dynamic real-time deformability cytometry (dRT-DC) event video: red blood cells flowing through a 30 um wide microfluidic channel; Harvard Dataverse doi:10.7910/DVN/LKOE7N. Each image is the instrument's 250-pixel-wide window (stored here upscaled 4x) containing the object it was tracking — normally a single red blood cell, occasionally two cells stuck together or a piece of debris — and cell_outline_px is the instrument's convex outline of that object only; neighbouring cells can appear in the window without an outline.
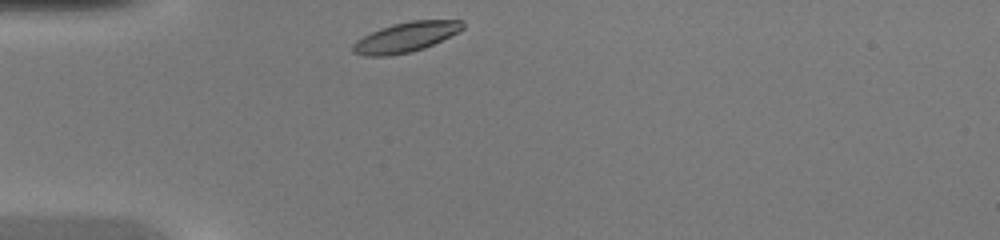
{"species": "common noctule bat (a hibernating species)", "species_latin": "Nyctalus noctula", "temperature_condition": "warm", "stored_images_in_passage": 27, "camera_frame_rate_fps": 3000, "um_per_image_px": 0.085, "animal": {"sex": "female", "body_mass_g": 20.0, "forearm_length_mm": 54.0}, "frame": {"image": 1, "passage_image": 1, "time_ms": 0.0, "image_size_px": [1000, 240], "cell_outline_px": [[464, 28], [424, 48], [412, 52], [388, 56], [364, 56], [352, 52], [352, 44], [356, 40], [380, 28], [392, 24], [412, 20], [464, 20]], "centroid_in_image_um": [34.45, 3.16], "position_along_channel_um": 50.6, "area_um2": 19.02}}
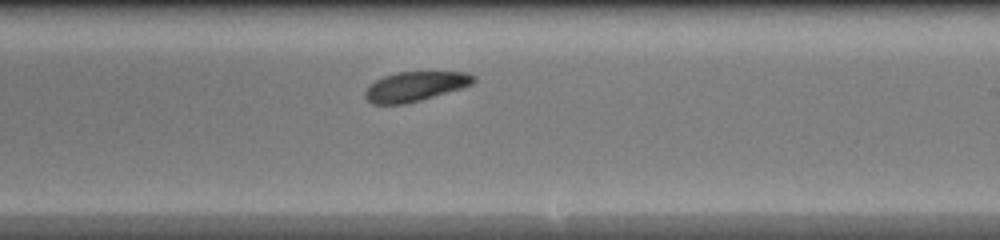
{"frame": {"image": 2, "passage_image": 16, "time_ms": 5.0, "image_size_px": [1000, 240], "cell_outline_px": [[476, 80], [472, 84], [460, 88], [420, 100], [404, 104], [372, 104], [364, 96], [364, 92], [376, 80], [384, 76], [396, 72], [468, 72], [476, 76]], "centroid_in_image_um": [35.3, 7.34], "position_along_channel_um": 253.7, "area_um2": 18.5}}
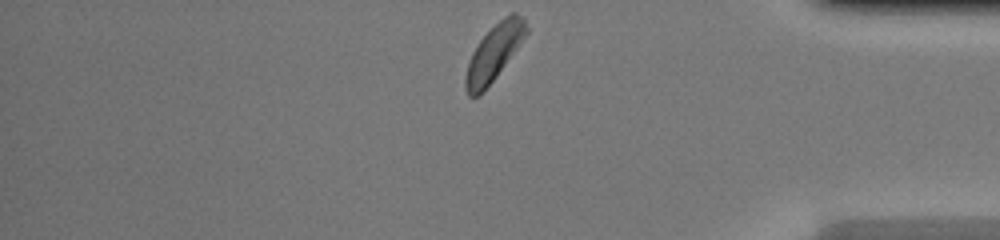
{"frame": {"image": 3, "passage_image": 27, "time_ms": 8.667, "image_size_px": [1000, 240], "cell_outline_px": [[528, 32], [496, 76], [484, 92], [480, 96], [468, 96], [464, 84], [464, 80], [468, 64], [472, 52], [480, 40], [504, 16], [512, 12], [516, 12], [524, 20], [528, 28]], "centroid_in_image_um": [41.97, 4.5], "position_along_channel_um": 393.2, "area_um2": 19.36}}